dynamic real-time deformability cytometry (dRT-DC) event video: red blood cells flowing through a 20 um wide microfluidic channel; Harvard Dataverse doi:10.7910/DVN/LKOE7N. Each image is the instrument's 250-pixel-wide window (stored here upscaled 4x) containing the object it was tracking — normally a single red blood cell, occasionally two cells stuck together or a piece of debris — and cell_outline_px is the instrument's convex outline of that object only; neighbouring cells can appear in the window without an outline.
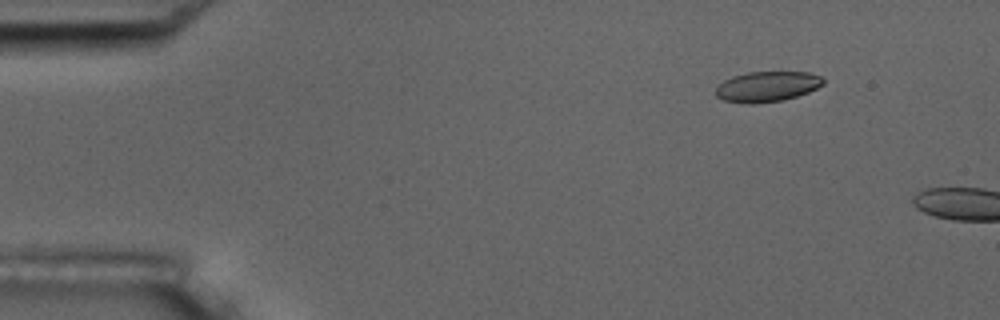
{"species": "common noctule bat (a hibernating species)", "species_latin": "Nyctalus noctula", "temperature_condition": "room temperature", "stored_images_in_passage": 3, "camera_frame_rate_fps": 3000, "um_per_image_px": 0.085, "animal": {"sex": "male", "body_mass_g": 17.5, "forearm_length_mm": 52.3}, "frame": {"image": 1, "passage_image": 2, "time_ms": 1.0, "image_size_px": [1000, 320], "cell_outline_px": [[824, 84], [808, 92], [784, 100], [752, 104], [748, 104], [724, 100], [716, 96], [716, 88], [724, 80], [732, 76], [748, 72], [808, 72], [820, 76], [824, 80]], "centroid_in_image_um": [65.2, 7.36], "position_along_channel_um": 19.8, "area_um2": 18.96}}